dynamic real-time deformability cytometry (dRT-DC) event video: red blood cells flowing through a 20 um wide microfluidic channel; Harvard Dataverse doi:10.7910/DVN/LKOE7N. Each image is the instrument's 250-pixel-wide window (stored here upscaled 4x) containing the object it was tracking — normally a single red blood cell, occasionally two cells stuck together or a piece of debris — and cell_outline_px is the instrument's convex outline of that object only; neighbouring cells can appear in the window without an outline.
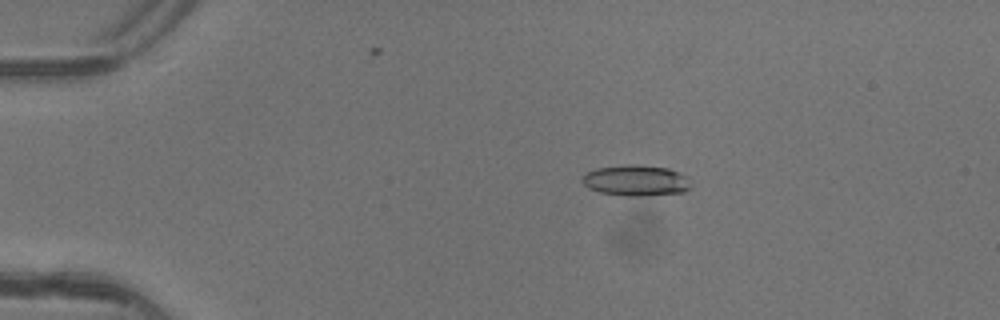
{"species": "common noctule bat (a hibernating species)", "species_latin": "Nyctalus noctula", "temperature_condition": "warm", "stored_images_in_passage": 8, "camera_frame_rate_fps": 3000, "um_per_image_px": 0.085, "animal": {"sex": "female"}, "frame": {"image": 1, "passage_image": 3, "time_ms": 0.667, "image_size_px": [1000, 320], "cell_outline_px": [[688, 188], [684, 192], [640, 196], [624, 196], [600, 192], [588, 188], [580, 180], [584, 172], [596, 168], [624, 164], [632, 164], [668, 168], [688, 176]], "centroid_in_image_um": [53.99, 15.33], "position_along_channel_um": 31.0, "area_um2": 19.65}}
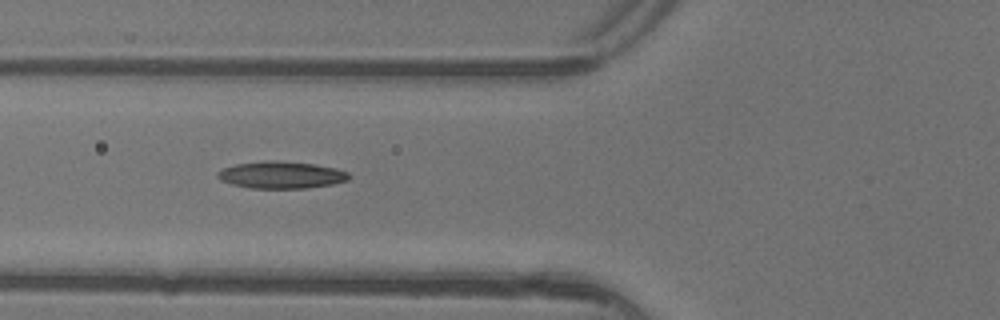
{"frame": {"image": 2, "passage_image": 6, "time_ms": 1.667, "image_size_px": [1000, 320], "cell_outline_px": [[348, 180], [332, 184], [304, 188], [252, 188], [232, 184], [220, 180], [216, 176], [216, 172], [224, 168], [236, 164], [264, 160], [272, 160], [316, 164], [336, 168], [348, 172]], "centroid_in_image_um": [23.88, 14.86], "position_along_channel_um": 101.9, "area_um2": 20.63}}
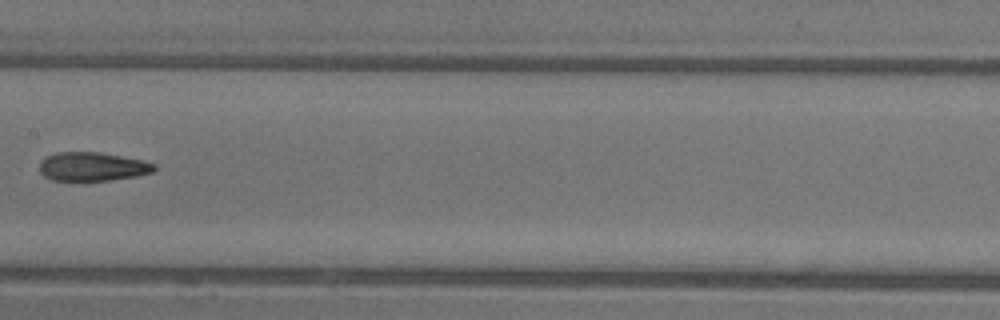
{"frame": {"image": 3, "passage_image": 8, "time_ms": 2.333, "image_size_px": [1000, 320], "cell_outline_px": [[156, 168], [152, 172], [136, 176], [108, 180], [52, 180], [44, 176], [40, 172], [40, 160], [56, 152], [100, 152], [144, 160], [156, 164]], "centroid_in_image_um": [7.86, 14.15], "position_along_channel_um": 199.5, "area_um2": 19.19}}